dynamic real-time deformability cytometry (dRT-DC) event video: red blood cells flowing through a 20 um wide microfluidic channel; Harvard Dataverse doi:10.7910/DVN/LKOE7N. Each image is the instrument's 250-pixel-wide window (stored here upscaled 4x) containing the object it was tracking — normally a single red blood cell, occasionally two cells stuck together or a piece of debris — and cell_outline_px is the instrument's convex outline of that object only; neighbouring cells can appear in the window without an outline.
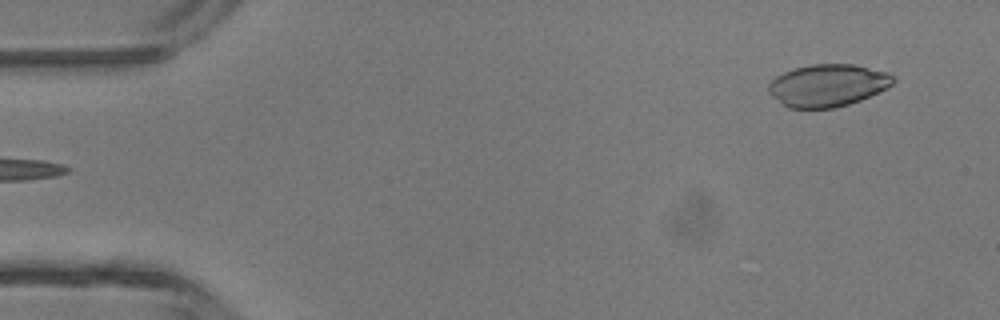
{"species": "common noctule bat (a hibernating species)", "species_latin": "Nyctalus noctula", "temperature_condition": "room temperature", "stored_images_in_passage": 5, "segment_of_instrument_passage": [2, 2], "camera_frame_rate_fps": 3000, "um_per_image_px": 0.085, "animal": {"sex": "male", "body_mass_g": 13.3}, "frame": {"image": 1, "passage_image": 5, "time_ms": 1.333, "image_size_px": [1000, 320], "cell_outline_px": [[896, 80], [892, 84], [860, 100], [848, 104], [832, 108], [788, 108], [772, 96], [768, 92], [768, 84], [776, 76], [784, 72], [796, 68], [812, 64], [852, 64], [888, 72]], "centroid_in_image_um": [70.32, 7.25], "position_along_channel_um": 14.7, "area_um2": 30.4}}